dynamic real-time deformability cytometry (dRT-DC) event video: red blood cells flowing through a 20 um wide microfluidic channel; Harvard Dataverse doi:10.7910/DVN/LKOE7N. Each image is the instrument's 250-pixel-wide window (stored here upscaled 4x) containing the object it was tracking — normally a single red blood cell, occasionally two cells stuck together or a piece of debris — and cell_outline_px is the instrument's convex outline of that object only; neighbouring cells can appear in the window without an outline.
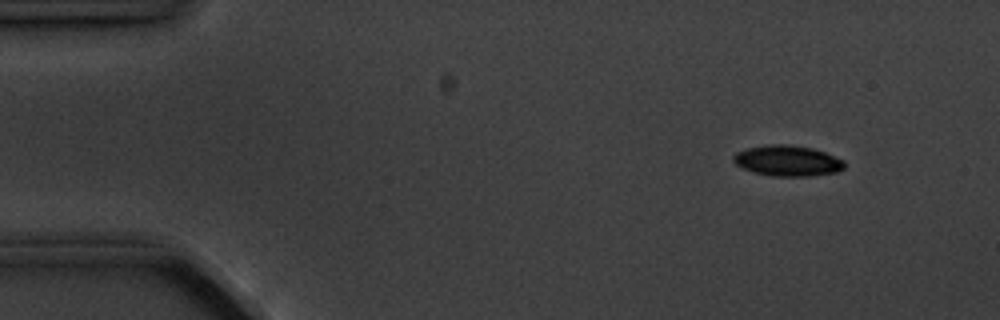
{"species": "common noctule bat (a hibernating species)", "species_latin": "Nyctalus noctula", "temperature_condition": "cold", "stored_images_in_passage": 6, "camera_frame_rate_fps": 3000, "um_per_image_px": 0.085, "animal": {"sex": "male", "body_mass_g": 20.1, "forearm_length_mm": 53.5}, "frame": {"image": 1, "passage_image": 2, "time_ms": 1.0, "image_size_px": [1000, 320], "cell_outline_px": [[844, 168], [836, 172], [808, 176], [772, 176], [756, 172], [744, 168], [736, 164], [732, 160], [732, 156], [736, 152], [748, 148], [768, 144], [788, 144], [812, 148], [824, 152], [844, 160]], "centroid_in_image_um": [66.93, 13.65], "position_along_channel_um": 18.1, "area_um2": 19.71}}
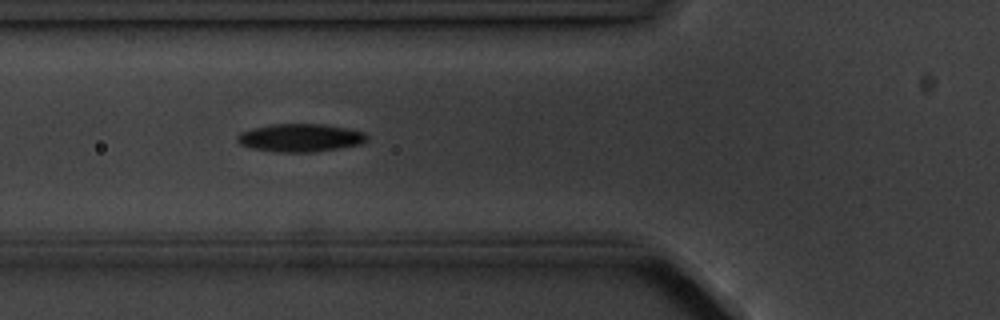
{"frame": {"image": 2, "passage_image": 6, "time_ms": 5.667, "image_size_px": [1000, 320], "cell_outline_px": [[368, 136], [360, 144], [340, 148], [316, 152], [276, 152], [252, 148], [240, 144], [236, 140], [236, 136], [240, 132], [252, 128], [272, 124], [324, 124], [348, 128], [364, 132]], "centroid_in_image_um": [25.5, 11.71], "position_along_channel_um": 100.3, "area_um2": 21.21}}